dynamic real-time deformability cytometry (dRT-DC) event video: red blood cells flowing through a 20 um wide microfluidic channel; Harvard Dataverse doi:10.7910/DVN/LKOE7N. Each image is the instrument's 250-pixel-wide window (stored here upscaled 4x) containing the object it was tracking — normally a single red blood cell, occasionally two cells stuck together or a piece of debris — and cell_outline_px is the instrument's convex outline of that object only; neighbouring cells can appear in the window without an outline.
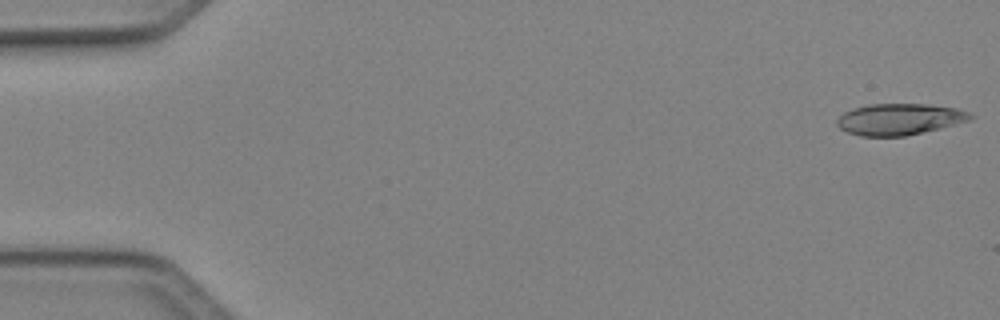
{"species": "Egyptian fruit bat (a non-hibernating species)", "species_latin": "Rousettus aegyptiacus", "temperature_condition": "cold", "stored_images_in_passage": 49, "camera_frame_rate_fps": 3000, "um_per_image_px": 0.085, "animal": {"sex": "female"}, "frame": {"image": 1, "passage_image": 1, "time_ms": 0.0, "image_size_px": [1000, 320], "cell_outline_px": [[976, 116], [968, 120], [940, 128], [904, 136], [860, 136], [848, 132], [840, 128], [836, 124], [836, 120], [844, 112], [868, 104], [928, 104], [956, 108], [968, 112]], "centroid_in_image_um": [76.44, 10.13], "position_along_channel_um": 8.6, "area_um2": 24.16}}
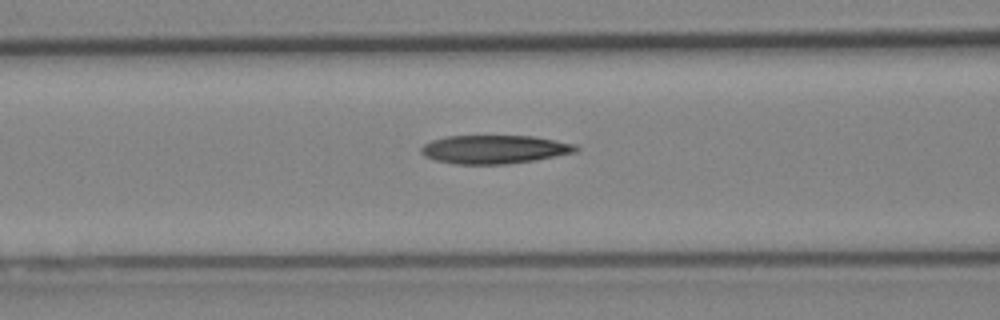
{"frame": {"image": 2, "passage_image": 20, "time_ms": 6.333, "image_size_px": [1000, 320], "cell_outline_px": [[580, 148], [576, 152], [536, 160], [504, 164], [456, 164], [436, 160], [424, 156], [420, 152], [420, 148], [424, 144], [432, 140], [444, 136], [532, 136], [576, 144]], "centroid_in_image_um": [42.02, 12.69], "position_along_channel_um": 124.6, "area_um2": 25.72}}
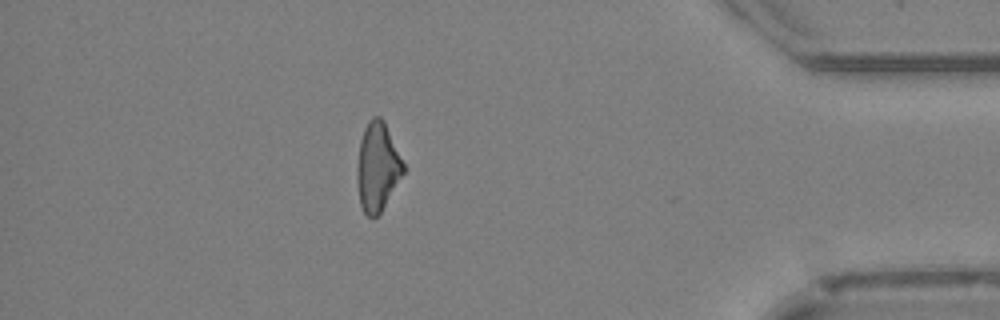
{"frame": {"image": 3, "passage_image": 43, "time_ms": 14.0, "image_size_px": [1000, 320], "cell_outline_px": [[404, 172], [380, 212], [376, 216], [368, 216], [364, 212], [360, 204], [356, 180], [356, 168], [360, 140], [364, 128], [368, 120], [372, 116], [380, 116], [384, 120], [404, 164]], "centroid_in_image_um": [32.05, 14.14], "position_along_channel_um": 403.1, "area_um2": 23.76}, "authors_computed_cell_mechanics": {"area_um2": 25.0852, "velocity_mm_per_s": 4.1625, "shape_relaxation_time_tau1_ms": null, "shape_relaxation_time_tau2_ms": 11.1632, "deformation_change_tau1": null, "deformation_change_tau2": 0.3047}}